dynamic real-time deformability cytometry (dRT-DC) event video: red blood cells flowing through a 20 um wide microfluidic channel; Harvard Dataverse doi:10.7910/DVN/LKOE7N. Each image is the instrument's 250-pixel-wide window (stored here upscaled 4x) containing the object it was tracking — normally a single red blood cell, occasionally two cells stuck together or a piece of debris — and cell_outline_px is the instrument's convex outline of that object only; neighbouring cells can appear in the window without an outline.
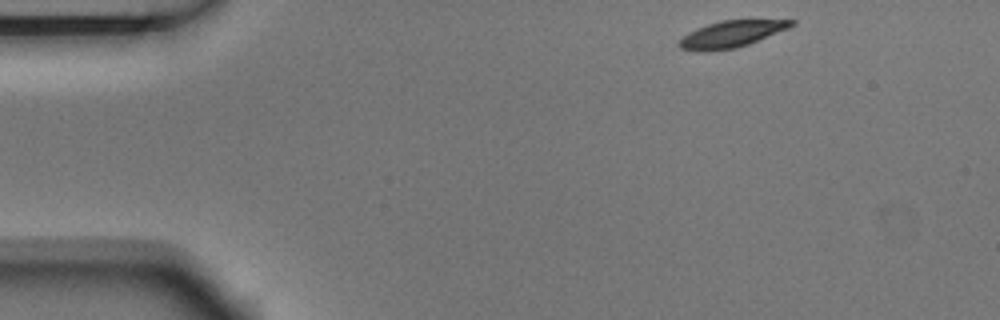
{"species": "Egyptian fruit bat (a non-hibernating species)", "species_latin": "Rousettus aegyptiacus", "temperature_condition": "room temperature", "stored_images_in_passage": 5, "camera_frame_rate_fps": 3000, "um_per_image_px": 0.085, "animal": {"sex": "male"}, "frame": {"image": 1, "passage_image": 1, "time_ms": 0.0, "image_size_px": [1000, 320], "cell_outline_px": [[796, 24], [788, 28], [748, 44], [736, 48], [708, 52], [704, 52], [680, 48], [676, 44], [676, 40], [688, 32], [696, 28], [720, 20], [796, 20]], "centroid_in_image_um": [62.09, 2.91], "position_along_channel_um": 22.9, "area_um2": 17.51}}
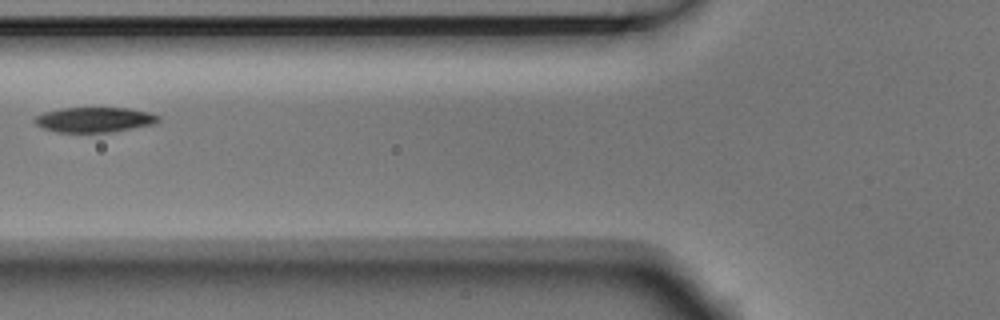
{"frame": {"image": 2, "passage_image": 4, "time_ms": 1.0, "image_size_px": [1000, 320], "cell_outline_px": [[160, 120], [152, 124], [112, 132], [56, 132], [44, 128], [36, 124], [32, 120], [36, 116], [44, 112], [60, 108], [128, 108], [148, 112], [160, 116]], "centroid_in_image_um": [8.0, 10.17], "position_along_channel_um": 117.8, "area_um2": 17.98}}
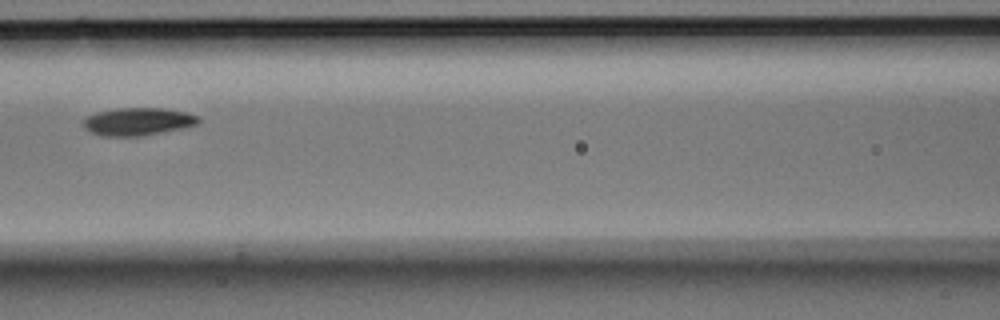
{"frame": {"image": 3, "passage_image": 5, "time_ms": 1.333, "image_size_px": [1000, 320], "cell_outline_px": [[200, 124], [140, 136], [100, 136], [88, 132], [84, 128], [84, 116], [96, 112], [116, 108], [164, 108], [184, 112], [196, 116], [200, 120]], "centroid_in_image_um": [11.64, 10.33], "position_along_channel_um": 155.0, "area_um2": 18.61}}